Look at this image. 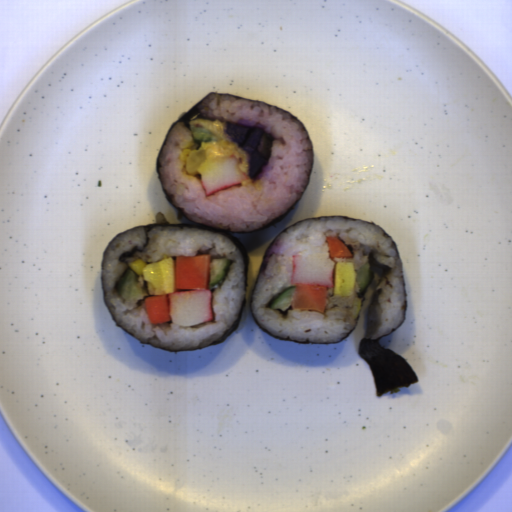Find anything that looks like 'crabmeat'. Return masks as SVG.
Here are the masks:
<instances>
[{"instance_id": "2", "label": "crabmeat", "mask_w": 512, "mask_h": 512, "mask_svg": "<svg viewBox=\"0 0 512 512\" xmlns=\"http://www.w3.org/2000/svg\"><path fill=\"white\" fill-rule=\"evenodd\" d=\"M336 262L330 253H302L292 257L290 281L316 283L327 287L334 286Z\"/></svg>"}, {"instance_id": "3", "label": "crabmeat", "mask_w": 512, "mask_h": 512, "mask_svg": "<svg viewBox=\"0 0 512 512\" xmlns=\"http://www.w3.org/2000/svg\"><path fill=\"white\" fill-rule=\"evenodd\" d=\"M242 162L243 158H237L234 154L215 158L213 165L200 173L205 197L231 186H242L247 178L240 167Z\"/></svg>"}, {"instance_id": "1", "label": "crabmeat", "mask_w": 512, "mask_h": 512, "mask_svg": "<svg viewBox=\"0 0 512 512\" xmlns=\"http://www.w3.org/2000/svg\"><path fill=\"white\" fill-rule=\"evenodd\" d=\"M169 302L170 322L179 327H191L211 321L213 292L206 289H175L166 294Z\"/></svg>"}]
</instances>
